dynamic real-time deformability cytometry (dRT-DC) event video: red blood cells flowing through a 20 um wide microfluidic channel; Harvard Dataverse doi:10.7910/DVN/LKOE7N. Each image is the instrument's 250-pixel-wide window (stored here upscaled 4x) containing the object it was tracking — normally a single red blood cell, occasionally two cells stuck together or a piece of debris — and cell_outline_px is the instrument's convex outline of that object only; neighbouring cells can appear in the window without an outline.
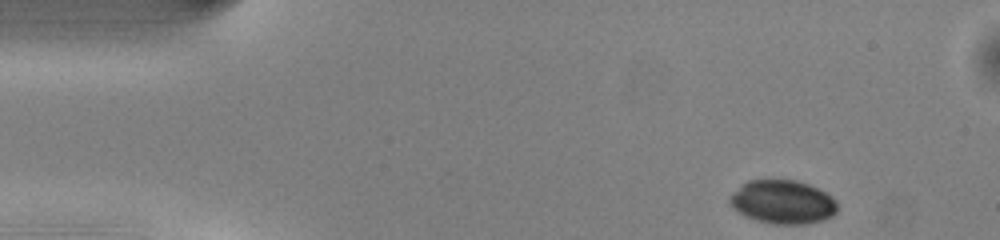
{"species": "common noctule bat (a hibernating species)", "species_latin": "Nyctalus noctula", "temperature_condition": "warm", "stored_images_in_passage": 45, "camera_frame_rate_fps": 3000, "um_per_image_px": 0.085, "animal": {"sex": "male", "body_mass_g": 13.0, "forearm_length_mm": 53.1}, "frame": {"image": 1, "passage_image": 1, "time_ms": 0.0, "image_size_px": [1000, 240], "cell_outline_px": [[836, 212], [832, 216], [824, 220], [804, 224], [772, 224], [756, 220], [744, 216], [732, 208], [728, 204], [728, 196], [740, 184], [748, 180], [796, 180], [808, 184], [832, 196], [836, 200]], "centroid_in_image_um": [66.47, 17.17], "position_along_channel_um": 18.5, "area_um2": 27.69}}
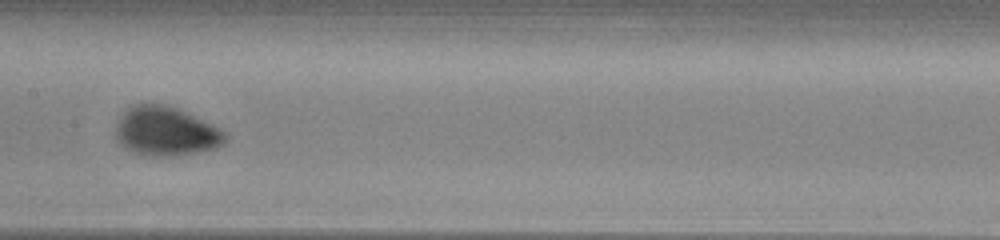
{"frame": {"image": 2, "passage_image": 20, "time_ms": 6.333, "image_size_px": [1000, 240], "cell_outline_px": [[228, 140], [224, 144], [216, 148], [196, 152], [164, 156], [152, 156], [132, 152], [116, 136], [116, 128], [124, 112], [128, 108], [136, 104], [160, 104], [176, 108], [212, 124], [220, 128], [228, 136]], "centroid_in_image_um": [14.15, 11.17], "position_along_channel_um": 193.2, "area_um2": 30.63}}
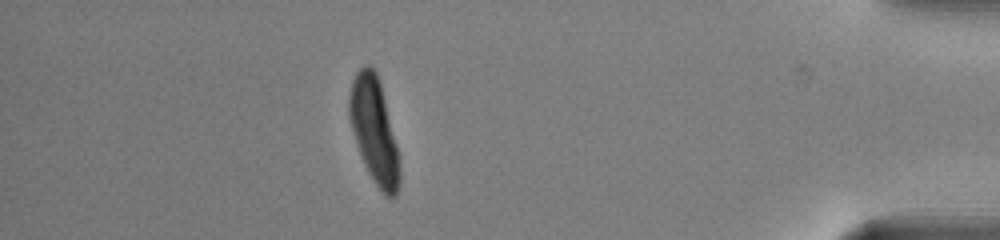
{"frame": {"image": 3, "passage_image": 39, "time_ms": 12.667, "image_size_px": [1000, 240], "cell_outline_px": [[400, 184], [396, 196], [392, 200], [384, 196], [372, 180], [364, 164], [348, 116], [348, 96], [352, 80], [356, 72], [364, 64], [368, 64], [376, 72], [380, 84], [396, 144], [400, 172]], "centroid_in_image_um": [31.79, 11.14], "position_along_channel_um": 403.4, "area_um2": 30.63}, "authors_computed_cell_mechanics": {"area_um2": 29.8248, "velocity_mm_per_s": 4.1455, "shape_relaxation_time_tau1_ms": 1.4505, "shape_relaxation_time_tau2_ms": 1.2887, "deformation_change_tau1": 0.0909, "deformation_change_tau2": 0.0463}}